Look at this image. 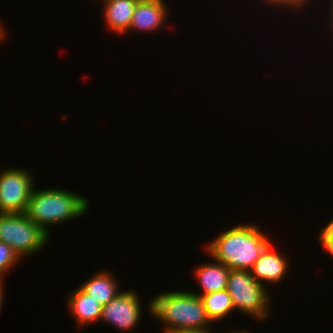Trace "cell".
I'll return each instance as SVG.
<instances>
[{
  "label": "cell",
  "mask_w": 333,
  "mask_h": 333,
  "mask_svg": "<svg viewBox=\"0 0 333 333\" xmlns=\"http://www.w3.org/2000/svg\"><path fill=\"white\" fill-rule=\"evenodd\" d=\"M141 304L137 293L133 291H121L108 304L104 305L101 320L120 328L129 330L139 321L141 315Z\"/></svg>",
  "instance_id": "obj_7"
},
{
  "label": "cell",
  "mask_w": 333,
  "mask_h": 333,
  "mask_svg": "<svg viewBox=\"0 0 333 333\" xmlns=\"http://www.w3.org/2000/svg\"><path fill=\"white\" fill-rule=\"evenodd\" d=\"M165 2L163 0H138L129 30L155 31L167 19Z\"/></svg>",
  "instance_id": "obj_9"
},
{
  "label": "cell",
  "mask_w": 333,
  "mask_h": 333,
  "mask_svg": "<svg viewBox=\"0 0 333 333\" xmlns=\"http://www.w3.org/2000/svg\"><path fill=\"white\" fill-rule=\"evenodd\" d=\"M270 244L256 225L241 224L223 231L206 250L230 270H250Z\"/></svg>",
  "instance_id": "obj_1"
},
{
  "label": "cell",
  "mask_w": 333,
  "mask_h": 333,
  "mask_svg": "<svg viewBox=\"0 0 333 333\" xmlns=\"http://www.w3.org/2000/svg\"><path fill=\"white\" fill-rule=\"evenodd\" d=\"M88 208V200L74 192L33 188L24 214L49 235L50 225L78 218L85 214Z\"/></svg>",
  "instance_id": "obj_2"
},
{
  "label": "cell",
  "mask_w": 333,
  "mask_h": 333,
  "mask_svg": "<svg viewBox=\"0 0 333 333\" xmlns=\"http://www.w3.org/2000/svg\"><path fill=\"white\" fill-rule=\"evenodd\" d=\"M2 25H0V43H1V40L5 37V33H4V29L1 27Z\"/></svg>",
  "instance_id": "obj_21"
},
{
  "label": "cell",
  "mask_w": 333,
  "mask_h": 333,
  "mask_svg": "<svg viewBox=\"0 0 333 333\" xmlns=\"http://www.w3.org/2000/svg\"><path fill=\"white\" fill-rule=\"evenodd\" d=\"M49 236L24 213H0V241L10 246L19 259L37 253Z\"/></svg>",
  "instance_id": "obj_4"
},
{
  "label": "cell",
  "mask_w": 333,
  "mask_h": 333,
  "mask_svg": "<svg viewBox=\"0 0 333 333\" xmlns=\"http://www.w3.org/2000/svg\"><path fill=\"white\" fill-rule=\"evenodd\" d=\"M3 283H2V280H0V309L2 308V304H3V295H4V292H3Z\"/></svg>",
  "instance_id": "obj_20"
},
{
  "label": "cell",
  "mask_w": 333,
  "mask_h": 333,
  "mask_svg": "<svg viewBox=\"0 0 333 333\" xmlns=\"http://www.w3.org/2000/svg\"><path fill=\"white\" fill-rule=\"evenodd\" d=\"M20 259L13 252L12 248L0 241V280L3 281V275L8 272L13 265L18 263Z\"/></svg>",
  "instance_id": "obj_15"
},
{
  "label": "cell",
  "mask_w": 333,
  "mask_h": 333,
  "mask_svg": "<svg viewBox=\"0 0 333 333\" xmlns=\"http://www.w3.org/2000/svg\"><path fill=\"white\" fill-rule=\"evenodd\" d=\"M229 333H230V332H229ZM231 333H241V331L238 330L237 332H234V331H233V332H231Z\"/></svg>",
  "instance_id": "obj_23"
},
{
  "label": "cell",
  "mask_w": 333,
  "mask_h": 333,
  "mask_svg": "<svg viewBox=\"0 0 333 333\" xmlns=\"http://www.w3.org/2000/svg\"><path fill=\"white\" fill-rule=\"evenodd\" d=\"M226 290L232 298L235 310L258 320L268 317V303L271 298L264 285L257 282L249 270H230Z\"/></svg>",
  "instance_id": "obj_5"
},
{
  "label": "cell",
  "mask_w": 333,
  "mask_h": 333,
  "mask_svg": "<svg viewBox=\"0 0 333 333\" xmlns=\"http://www.w3.org/2000/svg\"><path fill=\"white\" fill-rule=\"evenodd\" d=\"M199 296L210 321L222 320L235 309L232 298L226 289Z\"/></svg>",
  "instance_id": "obj_14"
},
{
  "label": "cell",
  "mask_w": 333,
  "mask_h": 333,
  "mask_svg": "<svg viewBox=\"0 0 333 333\" xmlns=\"http://www.w3.org/2000/svg\"><path fill=\"white\" fill-rule=\"evenodd\" d=\"M168 292L156 295L149 304L150 314L166 323L168 328L164 332L176 329H209L211 321L207 317L200 294Z\"/></svg>",
  "instance_id": "obj_3"
},
{
  "label": "cell",
  "mask_w": 333,
  "mask_h": 333,
  "mask_svg": "<svg viewBox=\"0 0 333 333\" xmlns=\"http://www.w3.org/2000/svg\"><path fill=\"white\" fill-rule=\"evenodd\" d=\"M330 5H331V7H330V8H331V10H332V13H333V0H331V2H330ZM332 13H330V14H331V16H332V17H331V18H332V19H331V21H333V14H332ZM332 27H333V23H332Z\"/></svg>",
  "instance_id": "obj_22"
},
{
  "label": "cell",
  "mask_w": 333,
  "mask_h": 333,
  "mask_svg": "<svg viewBox=\"0 0 333 333\" xmlns=\"http://www.w3.org/2000/svg\"><path fill=\"white\" fill-rule=\"evenodd\" d=\"M208 329H176L165 333H211Z\"/></svg>",
  "instance_id": "obj_18"
},
{
  "label": "cell",
  "mask_w": 333,
  "mask_h": 333,
  "mask_svg": "<svg viewBox=\"0 0 333 333\" xmlns=\"http://www.w3.org/2000/svg\"><path fill=\"white\" fill-rule=\"evenodd\" d=\"M31 174L22 169L0 173V213H24L34 188Z\"/></svg>",
  "instance_id": "obj_6"
},
{
  "label": "cell",
  "mask_w": 333,
  "mask_h": 333,
  "mask_svg": "<svg viewBox=\"0 0 333 333\" xmlns=\"http://www.w3.org/2000/svg\"><path fill=\"white\" fill-rule=\"evenodd\" d=\"M319 239H333V220L321 229V235Z\"/></svg>",
  "instance_id": "obj_17"
},
{
  "label": "cell",
  "mask_w": 333,
  "mask_h": 333,
  "mask_svg": "<svg viewBox=\"0 0 333 333\" xmlns=\"http://www.w3.org/2000/svg\"><path fill=\"white\" fill-rule=\"evenodd\" d=\"M272 248V244H270L249 270L254 279L262 285L265 281L270 282L269 284H276L287 273L288 261L278 252H274Z\"/></svg>",
  "instance_id": "obj_8"
},
{
  "label": "cell",
  "mask_w": 333,
  "mask_h": 333,
  "mask_svg": "<svg viewBox=\"0 0 333 333\" xmlns=\"http://www.w3.org/2000/svg\"><path fill=\"white\" fill-rule=\"evenodd\" d=\"M214 261L196 268L195 275L202 286V295L227 288L230 269L220 261Z\"/></svg>",
  "instance_id": "obj_12"
},
{
  "label": "cell",
  "mask_w": 333,
  "mask_h": 333,
  "mask_svg": "<svg viewBox=\"0 0 333 333\" xmlns=\"http://www.w3.org/2000/svg\"><path fill=\"white\" fill-rule=\"evenodd\" d=\"M105 3L104 19L113 31L124 33L129 31L132 15L138 0H102Z\"/></svg>",
  "instance_id": "obj_11"
},
{
  "label": "cell",
  "mask_w": 333,
  "mask_h": 333,
  "mask_svg": "<svg viewBox=\"0 0 333 333\" xmlns=\"http://www.w3.org/2000/svg\"><path fill=\"white\" fill-rule=\"evenodd\" d=\"M81 285L80 288L84 292L103 306L121 293L118 290V283L115 282V278L108 272L96 273Z\"/></svg>",
  "instance_id": "obj_13"
},
{
  "label": "cell",
  "mask_w": 333,
  "mask_h": 333,
  "mask_svg": "<svg viewBox=\"0 0 333 333\" xmlns=\"http://www.w3.org/2000/svg\"><path fill=\"white\" fill-rule=\"evenodd\" d=\"M69 310L72 312L79 325H88L100 320L103 305L94 300L92 296L84 292L80 287L73 291L68 298Z\"/></svg>",
  "instance_id": "obj_10"
},
{
  "label": "cell",
  "mask_w": 333,
  "mask_h": 333,
  "mask_svg": "<svg viewBox=\"0 0 333 333\" xmlns=\"http://www.w3.org/2000/svg\"><path fill=\"white\" fill-rule=\"evenodd\" d=\"M267 1V3H270L271 5H284L285 7H291L293 6V8L296 7H301L304 6V3L306 4L307 1L309 0H265Z\"/></svg>",
  "instance_id": "obj_16"
},
{
  "label": "cell",
  "mask_w": 333,
  "mask_h": 333,
  "mask_svg": "<svg viewBox=\"0 0 333 333\" xmlns=\"http://www.w3.org/2000/svg\"><path fill=\"white\" fill-rule=\"evenodd\" d=\"M323 247L328 251L331 256L333 255V239H319Z\"/></svg>",
  "instance_id": "obj_19"
}]
</instances>
